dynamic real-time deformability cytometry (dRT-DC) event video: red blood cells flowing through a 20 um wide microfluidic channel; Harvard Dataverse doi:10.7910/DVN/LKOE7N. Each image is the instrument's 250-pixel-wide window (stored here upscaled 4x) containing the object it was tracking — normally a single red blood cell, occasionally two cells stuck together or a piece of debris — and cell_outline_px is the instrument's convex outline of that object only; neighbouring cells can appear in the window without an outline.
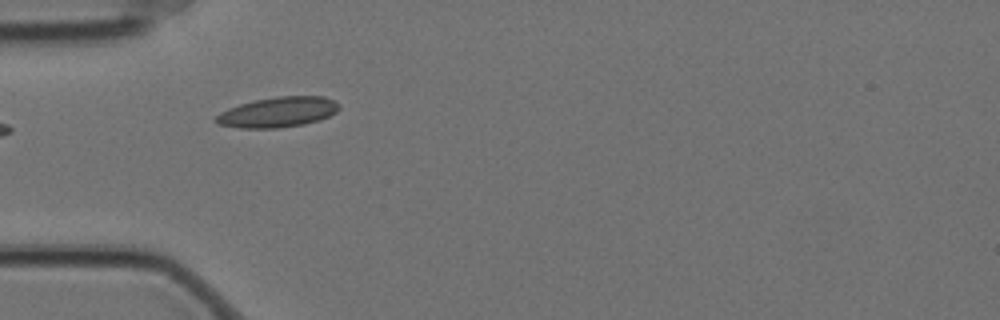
{"species": "Egyptian fruit bat (a non-hibernating species)", "species_latin": "Rousettus aegyptiacus", "temperature_condition": "cold", "stored_images_in_passage": 9, "camera_frame_rate_fps": 3000, "um_per_image_px": 0.085, "animal": {"sex": "female"}, "frame": {"image": 1, "passage_image": 4, "time_ms": 1.0, "image_size_px": [1000, 320], "cell_outline_px": [[340, 108], [336, 112], [320, 120], [304, 124], [276, 128], [240, 128], [220, 124], [212, 120], [220, 112], [228, 108], [240, 104], [256, 100], [276, 96], [324, 96], [340, 104]], "centroid_in_image_um": [23.62, 9.53], "position_along_channel_um": 61.4, "area_um2": 21.68}}
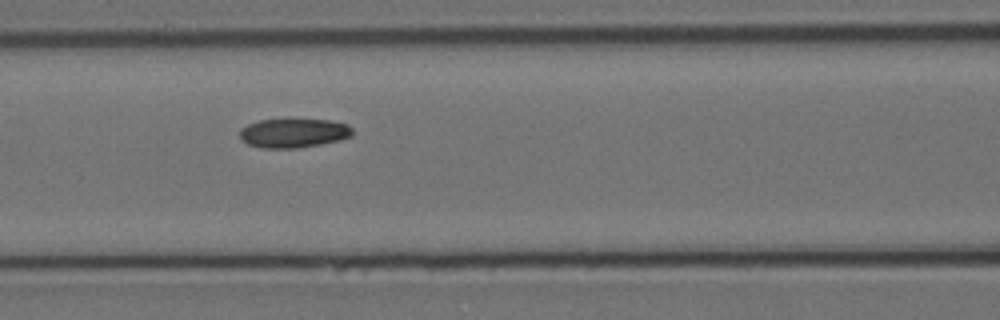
{"frame": {"image": 2, "passage_image": 6, "time_ms": 1.667, "image_size_px": [1000, 320], "cell_outline_px": [[352, 136], [340, 140], [320, 144], [296, 148], [260, 148], [248, 144], [240, 140], [240, 128], [248, 124], [260, 120], [288, 116], [328, 120], [348, 124], [352, 128]], "centroid_in_image_um": [24.93, 11.26], "position_along_channel_um": 141.7, "area_um2": 20.06}}
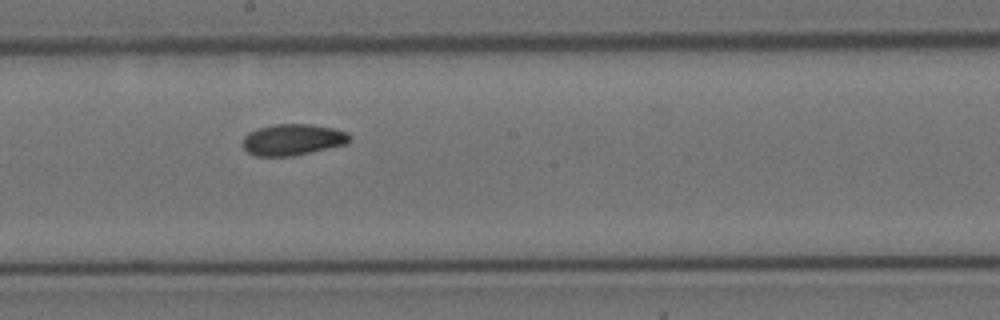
{"frame": {"image": 3, "passage_image": 8, "time_ms": 2.333, "image_size_px": [1000, 320], "cell_outline_px": [[352, 140], [348, 144], [292, 156], [256, 156], [248, 152], [244, 148], [244, 136], [248, 132], [256, 128], [272, 124], [312, 124], [332, 128], [348, 132], [352, 136]], "centroid_in_image_um": [24.92, 11.86], "position_along_channel_um": 223.3, "area_um2": 19.71}}